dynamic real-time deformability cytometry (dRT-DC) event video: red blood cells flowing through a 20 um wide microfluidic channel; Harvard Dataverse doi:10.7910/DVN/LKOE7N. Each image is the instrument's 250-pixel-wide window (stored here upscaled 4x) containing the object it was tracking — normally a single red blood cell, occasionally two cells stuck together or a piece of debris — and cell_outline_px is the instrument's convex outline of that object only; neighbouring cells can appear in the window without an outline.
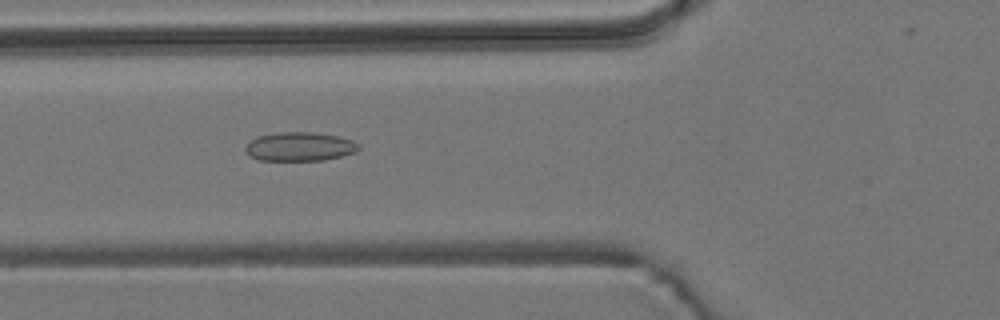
{"species": "common noctule bat (a hibernating species)", "species_latin": "Nyctalus noctula", "temperature_condition": "room temperature", "stored_images_in_passage": 6, "camera_frame_rate_fps": 3000, "um_per_image_px": 0.085, "animal": {"sex": "male", "body_mass_g": 19.2, "forearm_length_mm": 51.8}, "frame": {"image": 1, "passage_image": 6, "time_ms": 5.667, "image_size_px": [1000, 320], "cell_outline_px": [[360, 148], [356, 152], [324, 160], [260, 160], [248, 156], [244, 148], [256, 136], [276, 132], [312, 132], [336, 136], [352, 140], [360, 144]], "centroid_in_image_um": [25.46, 12.46], "position_along_channel_um": 100.3, "area_um2": 19.07}}